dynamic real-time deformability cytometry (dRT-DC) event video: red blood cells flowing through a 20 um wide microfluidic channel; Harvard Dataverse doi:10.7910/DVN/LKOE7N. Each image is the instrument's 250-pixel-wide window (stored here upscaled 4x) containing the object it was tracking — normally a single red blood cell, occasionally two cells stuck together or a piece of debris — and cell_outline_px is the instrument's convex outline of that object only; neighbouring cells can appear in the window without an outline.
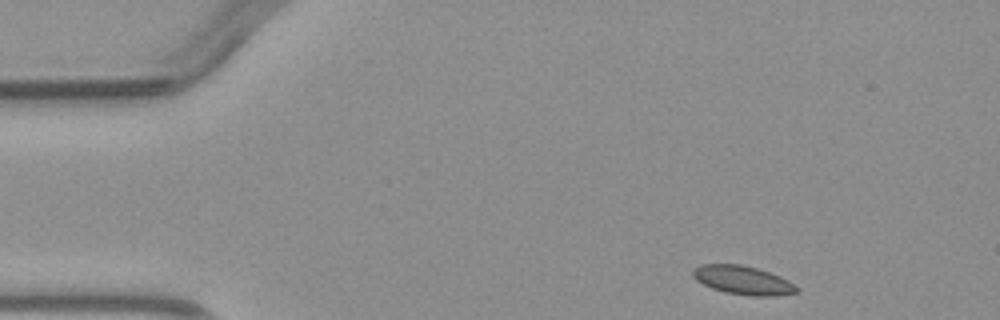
{"species": "common noctule bat (a hibernating species)", "species_latin": "Nyctalus noctula", "temperature_condition": "warm", "stored_images_in_passage": 3, "camera_frame_rate_fps": 3000, "um_per_image_px": 0.085, "animal": {"sex": "male", "body_mass_g": 23.1, "forearm_length_mm": 52.7}, "frame": {"image": 1, "passage_image": 1, "time_ms": 0.0, "image_size_px": [1000, 320], "cell_outline_px": [[800, 288], [796, 292], [776, 296], [752, 296], [724, 292], [712, 288], [696, 280], [692, 276], [692, 268], [700, 264], [740, 264], [756, 268], [780, 276], [796, 284]], "centroid_in_image_um": [63.14, 23.81], "position_along_channel_um": 21.9, "area_um2": 17.46}}